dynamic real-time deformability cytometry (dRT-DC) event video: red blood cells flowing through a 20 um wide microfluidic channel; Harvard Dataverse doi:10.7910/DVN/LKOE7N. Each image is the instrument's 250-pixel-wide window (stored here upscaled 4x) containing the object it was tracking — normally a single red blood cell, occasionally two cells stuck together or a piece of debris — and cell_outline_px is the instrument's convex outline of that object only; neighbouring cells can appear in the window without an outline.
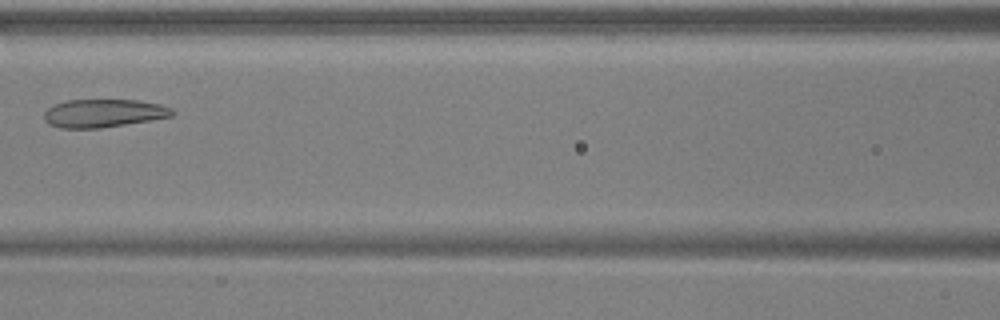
{"species": "common noctule bat (a hibernating species)", "species_latin": "Nyctalus noctula", "temperature_condition": "warm", "stored_images_in_passage": 5, "camera_frame_rate_fps": 3000, "um_per_image_px": 0.085, "animal": {"sex": "male", "body_mass_g": 17.9, "forearm_length_mm": 54.2}, "frame": {"image": 1, "passage_image": 5, "time_ms": 1.333, "image_size_px": [1000, 320], "cell_outline_px": [[176, 112], [172, 116], [100, 128], [60, 128], [48, 124], [44, 120], [44, 112], [48, 108], [56, 104], [68, 100], [140, 100], [160, 104], [172, 108]], "centroid_in_image_um": [8.8, 9.62], "position_along_channel_um": 157.8, "area_um2": 20.92}}